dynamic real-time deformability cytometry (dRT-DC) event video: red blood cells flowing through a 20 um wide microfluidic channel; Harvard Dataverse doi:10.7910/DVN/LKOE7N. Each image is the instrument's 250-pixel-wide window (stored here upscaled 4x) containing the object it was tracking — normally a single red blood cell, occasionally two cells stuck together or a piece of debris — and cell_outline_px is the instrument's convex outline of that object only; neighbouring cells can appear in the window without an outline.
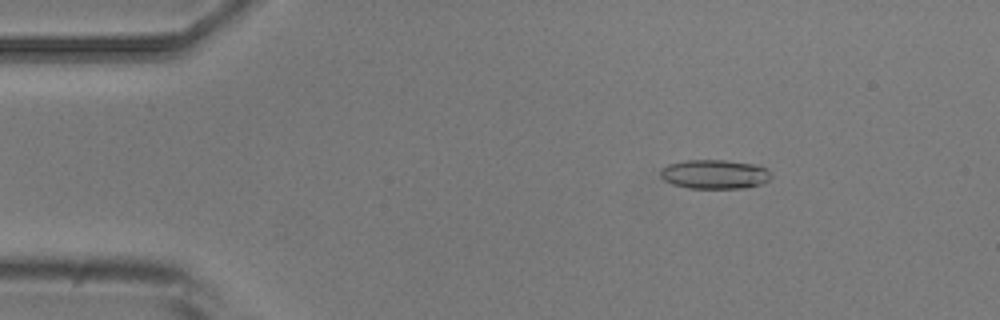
{"species": "common noctule bat (a hibernating species)", "species_latin": "Nyctalus noctula", "temperature_condition": "room temperature", "stored_images_in_passage": 3, "camera_frame_rate_fps": 3000, "um_per_image_px": 0.085, "animal": {"sex": "male", "body_mass_g": 20.5, "forearm_length_mm": 52.5}, "frame": {"image": 1, "passage_image": 1, "time_ms": 0.0, "image_size_px": [1000, 320], "cell_outline_px": [[772, 176], [768, 180], [760, 184], [744, 188], [688, 188], [672, 184], [664, 180], [660, 176], [660, 168], [668, 164], [688, 160], [724, 160], [760, 164], [768, 168]], "centroid_in_image_um": [60.76, 14.8], "position_along_channel_um": 24.2, "area_um2": 19.07}}